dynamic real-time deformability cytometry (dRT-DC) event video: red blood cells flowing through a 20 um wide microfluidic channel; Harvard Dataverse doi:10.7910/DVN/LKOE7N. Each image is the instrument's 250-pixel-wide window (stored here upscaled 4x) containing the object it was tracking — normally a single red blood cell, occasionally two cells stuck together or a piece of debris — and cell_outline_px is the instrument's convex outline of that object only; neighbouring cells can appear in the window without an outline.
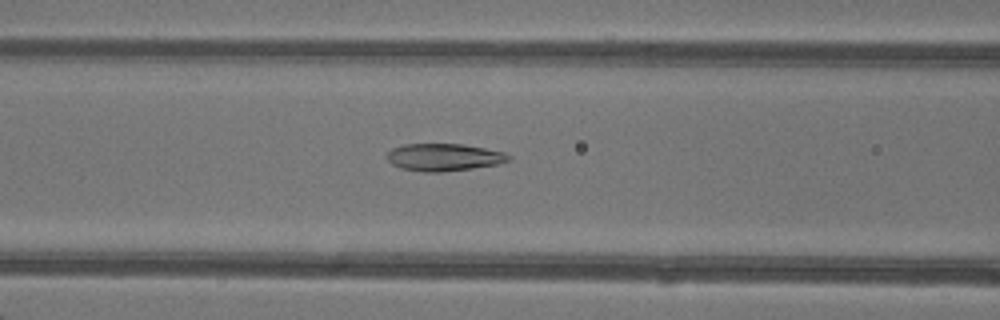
{"species": "common noctule bat (a hibernating species)", "species_latin": "Nyctalus noctula", "temperature_condition": "warm", "stored_images_in_passage": 28, "camera_frame_rate_fps": 3000, "um_per_image_px": 0.085, "animal": {"sex": "female"}, "frame": {"image": 1, "passage_image": 9, "time_ms": 2.667, "image_size_px": [1000, 320], "cell_outline_px": [[512, 160], [496, 164], [472, 168], [440, 172], [424, 172], [400, 168], [392, 164], [384, 156], [392, 148], [404, 144], [464, 144], [504, 152], [512, 156]], "centroid_in_image_um": [37.72, 13.36], "position_along_channel_um": 128.9, "area_um2": 19.48}}
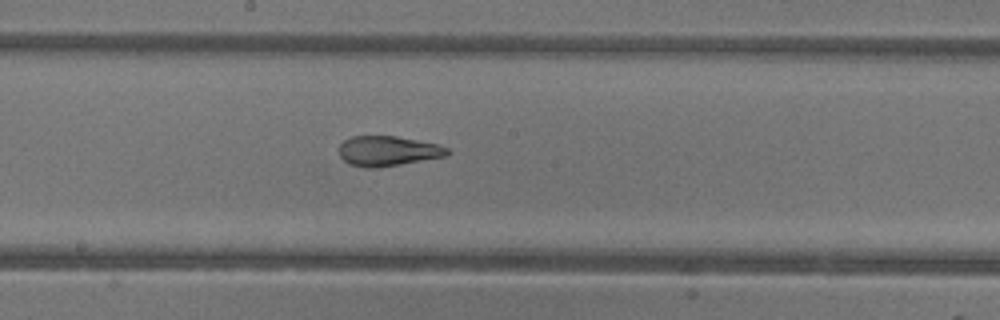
{"frame": {"image": 2, "passage_image": 15, "time_ms": 4.667, "image_size_px": [1000, 320], "cell_outline_px": [[452, 152], [448, 156], [376, 168], [368, 168], [348, 164], [340, 156], [340, 144], [344, 140], [352, 136], [396, 136], [436, 144], [448, 148]], "centroid_in_image_um": [32.98, 12.84], "position_along_channel_um": 215.2, "area_um2": 18.9}}
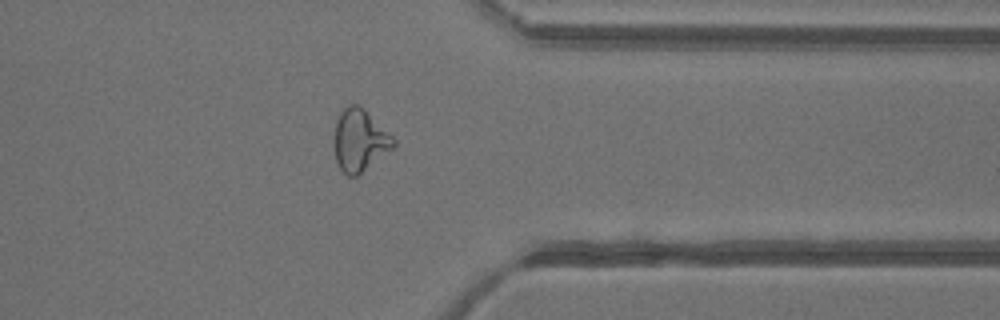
{"frame": {"image": 3, "passage_image": 27, "time_ms": 8.667, "image_size_px": [1000, 320], "cell_outline_px": [[396, 144], [392, 148], [356, 176], [348, 176], [340, 168], [336, 160], [332, 140], [336, 120], [340, 112], [348, 104], [360, 104], [396, 140]], "centroid_in_image_um": [30.53, 11.89], "position_along_channel_um": 380.9, "area_um2": 21.44}}